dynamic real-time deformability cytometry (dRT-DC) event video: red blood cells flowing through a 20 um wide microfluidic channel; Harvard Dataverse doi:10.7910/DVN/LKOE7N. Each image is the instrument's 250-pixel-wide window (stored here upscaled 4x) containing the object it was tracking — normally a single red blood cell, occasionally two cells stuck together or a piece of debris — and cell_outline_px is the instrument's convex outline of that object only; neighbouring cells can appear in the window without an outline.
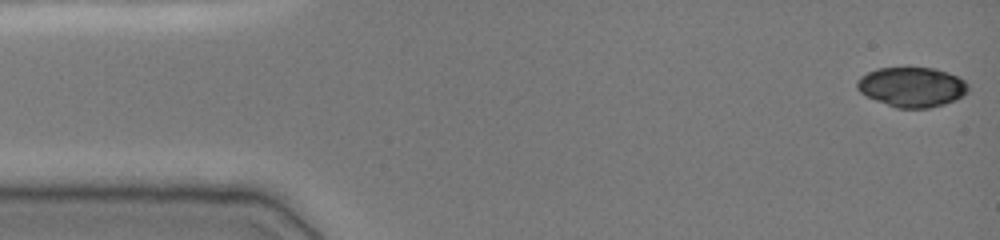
{"species": "common noctule bat (a hibernating species)", "species_latin": "Nyctalus noctula", "temperature_condition": "cold", "stored_images_in_passage": 49, "camera_frame_rate_fps": 3000, "um_per_image_px": 0.085, "animal": {"sex": "female", "body_mass_g": 19.0, "forearm_length_mm": 51.5}, "frame": {"image": 1, "passage_image": 1, "time_ms": 0.0, "image_size_px": [1000, 240], "cell_outline_px": [[968, 92], [964, 96], [956, 100], [944, 104], [928, 108], [896, 108], [876, 100], [860, 92], [856, 88], [856, 80], [860, 76], [876, 68], [936, 68], [948, 72], [964, 80], [968, 84]], "centroid_in_image_um": [77.52, 7.39], "position_along_channel_um": 7.5, "area_um2": 25.89}}
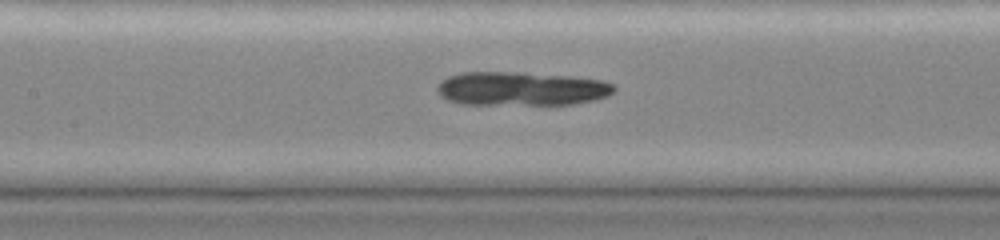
{"frame": {"image": 2, "passage_image": 22, "time_ms": 7.0, "image_size_px": [1000, 240], "cell_outline_px": [[616, 88], [608, 96], [596, 100], [572, 104], [460, 104], [448, 100], [440, 96], [436, 88], [440, 80], [448, 76], [460, 72], [524, 72], [568, 76], [604, 80], [612, 84]], "centroid_in_image_um": [44.29, 7.53], "position_along_channel_um": 163.1, "area_um2": 35.14}}
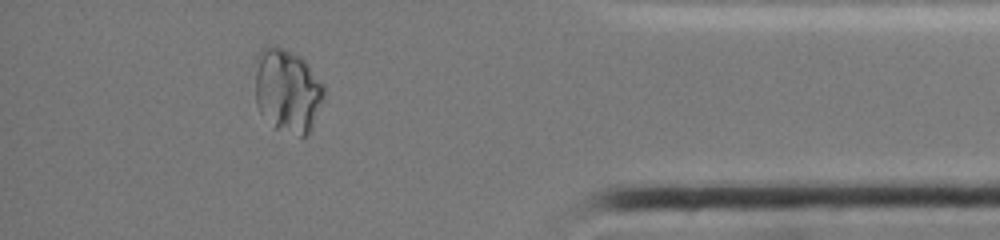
{"frame": {"image": 3, "passage_image": 43, "time_ms": 14.0, "image_size_px": [1000, 240], "cell_outline_px": [[324, 100], [308, 136], [300, 136], [272, 128], [260, 112], [256, 104], [256, 56], [260, 48], [264, 44], [268, 44], [284, 48], [300, 56], [308, 64], [324, 84]], "centroid_in_image_um": [24.43, 7.7], "position_along_channel_um": 410.8, "area_um2": 34.28}}